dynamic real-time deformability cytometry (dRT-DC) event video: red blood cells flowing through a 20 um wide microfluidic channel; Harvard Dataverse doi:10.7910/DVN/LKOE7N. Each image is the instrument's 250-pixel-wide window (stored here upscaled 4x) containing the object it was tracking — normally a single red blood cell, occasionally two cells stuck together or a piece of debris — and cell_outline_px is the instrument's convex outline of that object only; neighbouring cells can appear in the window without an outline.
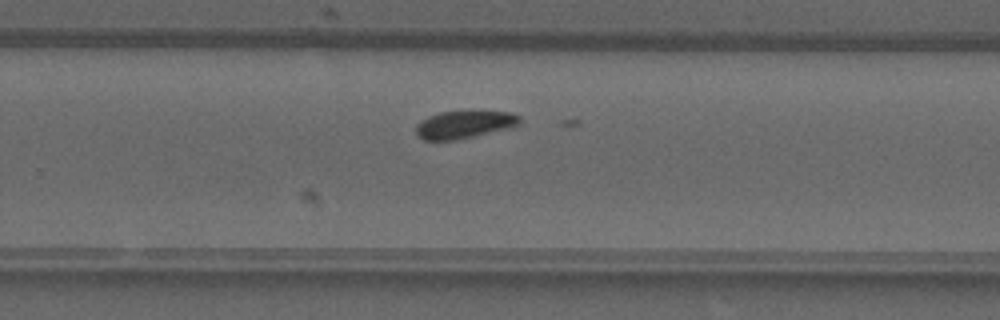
{"species": "common noctule bat (a hibernating species)", "species_latin": "Nyctalus noctula", "temperature_condition": "warm", "stored_images_in_passage": 29, "camera_frame_rate_fps": 3000, "um_per_image_px": 0.085, "animal": {"sex": "male", "forearm_length_mm": 52.5}, "frame": {"image": 1, "passage_image": 17, "time_ms": 5.333, "image_size_px": [1000, 320], "cell_outline_px": [[520, 124], [456, 140], [424, 140], [416, 132], [416, 124], [420, 120], [428, 116], [440, 112], [512, 112], [520, 116]], "centroid_in_image_um": [39.4, 10.58], "position_along_channel_um": 290.4, "area_um2": 16.18}}
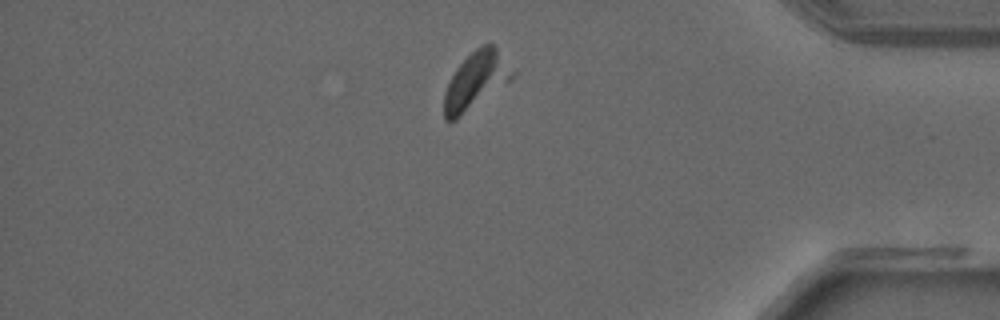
{"frame": {"image": 2, "passage_image": 25, "time_ms": 8.0, "image_size_px": [1000, 320], "cell_outline_px": [[516, 72], [508, 80], [456, 120], [444, 120], [444, 92], [456, 68], [476, 48], [484, 44], [492, 44], [496, 48]], "centroid_in_image_um": [40.41, 6.84], "position_along_channel_um": 394.8, "area_um2": 21.85}}